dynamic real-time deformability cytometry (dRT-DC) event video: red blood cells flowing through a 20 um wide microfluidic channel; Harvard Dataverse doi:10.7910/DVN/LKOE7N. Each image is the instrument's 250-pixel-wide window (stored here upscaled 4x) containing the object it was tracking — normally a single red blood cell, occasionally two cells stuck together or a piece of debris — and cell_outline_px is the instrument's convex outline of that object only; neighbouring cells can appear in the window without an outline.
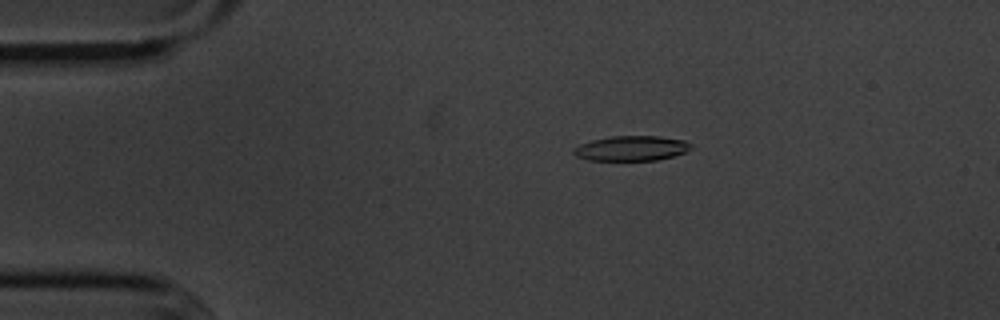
{"species": "common noctule bat (a hibernating species)", "species_latin": "Nyctalus noctula", "temperature_condition": "cold", "stored_images_in_passage": 7, "camera_frame_rate_fps": 3000, "um_per_image_px": 0.085, "animal": {"sex": "male", "body_mass_g": 20.1, "forearm_length_mm": 53.5}, "frame": {"image": 1, "passage_image": 3, "time_ms": 2.333, "image_size_px": [1000, 320], "cell_outline_px": [[692, 148], [684, 152], [672, 156], [656, 160], [588, 160], [576, 156], [572, 152], [572, 148], [580, 144], [592, 140], [612, 136], [660, 136], [684, 140], [692, 144]], "centroid_in_image_um": [53.65, 12.6], "position_along_channel_um": 31.4, "area_um2": 17.05}}
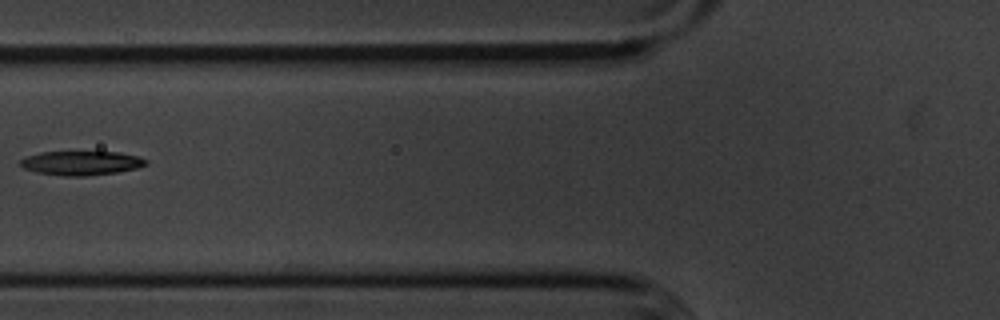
{"frame": {"image": 2, "passage_image": 6, "time_ms": 6.0, "image_size_px": [1000, 320], "cell_outline_px": [[148, 164], [136, 168], [116, 172], [88, 176], [64, 176], [36, 172], [24, 168], [20, 164], [20, 160], [28, 156], [40, 152], [120, 152], [140, 156], [148, 160]], "centroid_in_image_um": [6.95, 13.85], "position_along_channel_um": 118.9, "area_um2": 17.69}}
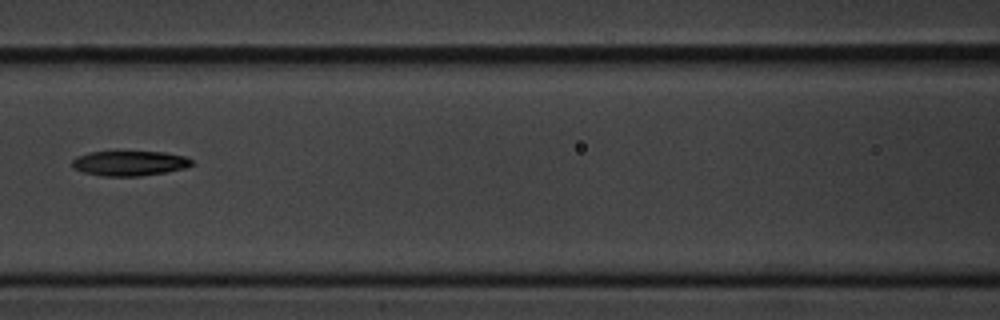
{"frame": {"image": 3, "passage_image": 7, "time_ms": 7.0, "image_size_px": [1000, 320], "cell_outline_px": [[192, 164], [188, 168], [140, 176], [104, 176], [84, 172], [72, 168], [72, 160], [76, 156], [88, 152], [116, 148], [164, 152], [184, 156], [192, 160]], "centroid_in_image_um": [10.96, 13.81], "position_along_channel_um": 155.6, "area_um2": 18.44}}